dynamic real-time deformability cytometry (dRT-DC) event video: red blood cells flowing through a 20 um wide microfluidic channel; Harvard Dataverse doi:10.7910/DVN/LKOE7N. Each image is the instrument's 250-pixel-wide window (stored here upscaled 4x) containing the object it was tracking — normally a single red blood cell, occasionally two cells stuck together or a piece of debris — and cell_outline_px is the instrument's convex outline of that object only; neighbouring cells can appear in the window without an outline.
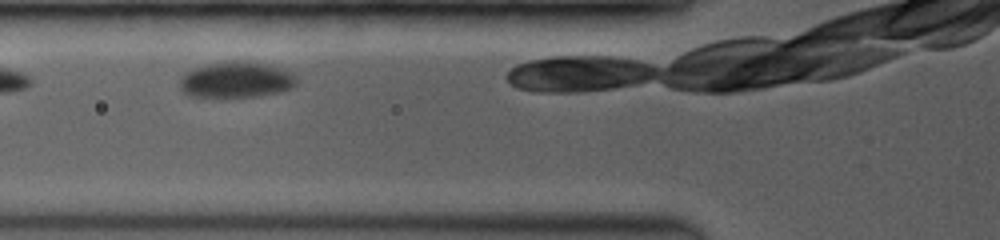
{"species": "common noctule bat (a hibernating species)", "species_latin": "Nyctalus noctula", "temperature_condition": "room temperature", "stored_images_in_passage": 25, "camera_frame_rate_fps": 3500, "um_per_image_px": 0.085, "animal": {"sex": "female", "body_mass_g": 19.0, "forearm_length_mm": 53.3}, "frame": {"image": 1, "passage_image": 4, "time_ms": 1.429, "image_size_px": [1000, 240], "cell_outline_px": [[296, 84], [292, 88], [280, 92], [256, 96], [220, 100], [188, 96], [180, 88], [180, 80], [184, 72], [196, 68], [212, 64], [232, 60], [236, 60], [264, 64], [280, 68], [292, 72], [296, 76]], "centroid_in_image_um": [20.04, 6.84], "position_along_channel_um": 105.8, "area_um2": 25.09}}